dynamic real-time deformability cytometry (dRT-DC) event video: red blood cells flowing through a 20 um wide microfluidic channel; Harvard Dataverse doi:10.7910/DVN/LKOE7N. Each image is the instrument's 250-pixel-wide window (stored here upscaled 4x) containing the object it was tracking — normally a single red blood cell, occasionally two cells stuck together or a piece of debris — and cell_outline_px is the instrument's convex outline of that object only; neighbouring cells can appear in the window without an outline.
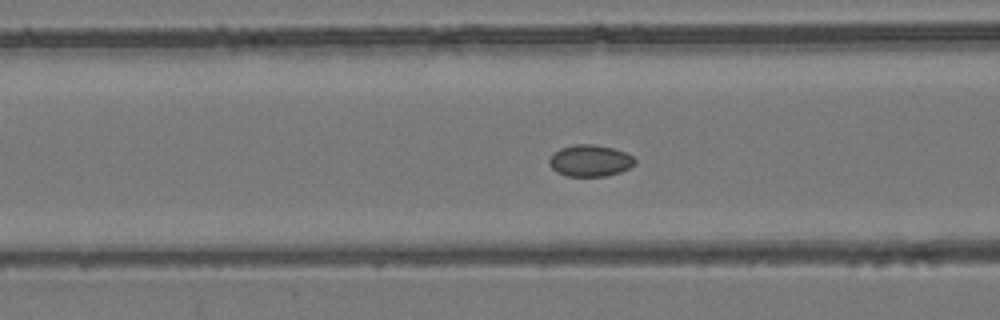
{"species": "common noctule bat (a hibernating species)", "species_latin": "Nyctalus noctula", "temperature_condition": "room temperature", "stored_images_in_passage": 46, "camera_frame_rate_fps": 3000, "um_per_image_px": 0.085, "animal": {"sex": "female", "body_mass_g": 24.6, "forearm_length_mm": 56.2}, "frame": {"image": 1, "passage_image": 14, "time_ms": 4.333, "image_size_px": [1000, 320], "cell_outline_px": [[636, 164], [620, 172], [608, 176], [564, 176], [556, 172], [548, 164], [548, 160], [552, 152], [560, 148], [572, 144], [596, 144], [612, 148], [624, 152], [632, 156], [636, 160]], "centroid_in_image_um": [50.11, 13.65], "position_along_channel_um": 116.5, "area_um2": 16.07}}
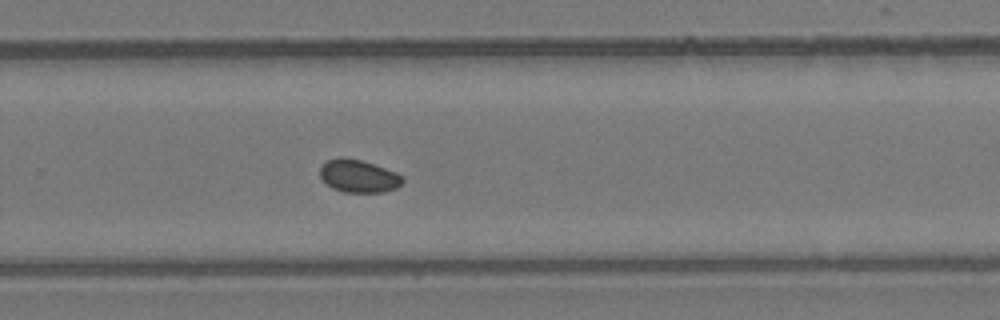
{"frame": {"image": 2, "passage_image": 28, "time_ms": 9.0, "image_size_px": [1000, 320], "cell_outline_px": [[404, 180], [396, 188], [384, 192], [344, 192], [332, 188], [320, 176], [320, 164], [328, 160], [340, 156], [344, 156], [360, 160], [396, 172], [404, 176]], "centroid_in_image_um": [30.46, 14.96], "position_along_channel_um": 299.3, "area_um2": 15.78}}
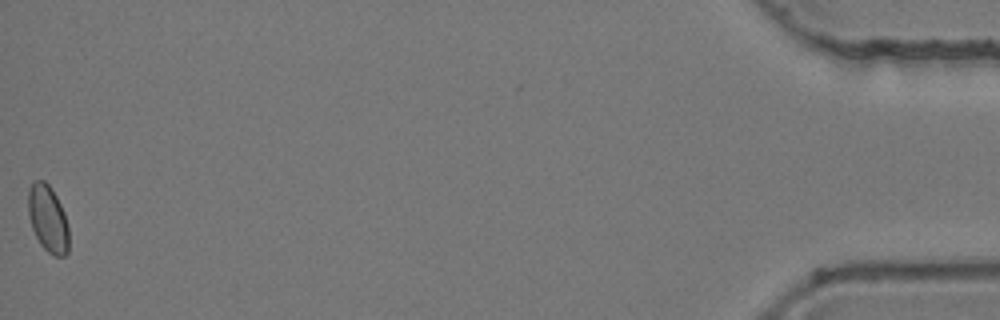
{"frame": {"image": 3, "passage_image": 46, "time_ms": 15.0, "image_size_px": [1000, 320], "cell_outline_px": [[68, 252], [64, 256], [52, 256], [40, 244], [32, 228], [28, 212], [28, 192], [32, 180], [44, 180], [52, 188], [64, 212], [68, 224]], "centroid_in_image_um": [4.07, 18.58], "position_along_channel_um": 431.1, "area_um2": 15.95}, "authors_computed_cell_mechanics": {"area_um2": 15.8083, "velocity_mm_per_s": 3.9259, "shape_relaxation_time_tau1_ms": null, "shape_relaxation_time_tau2_ms": 3.2879, "deformation_change_tau1": null, "deformation_change_tau2": 0.0329}}